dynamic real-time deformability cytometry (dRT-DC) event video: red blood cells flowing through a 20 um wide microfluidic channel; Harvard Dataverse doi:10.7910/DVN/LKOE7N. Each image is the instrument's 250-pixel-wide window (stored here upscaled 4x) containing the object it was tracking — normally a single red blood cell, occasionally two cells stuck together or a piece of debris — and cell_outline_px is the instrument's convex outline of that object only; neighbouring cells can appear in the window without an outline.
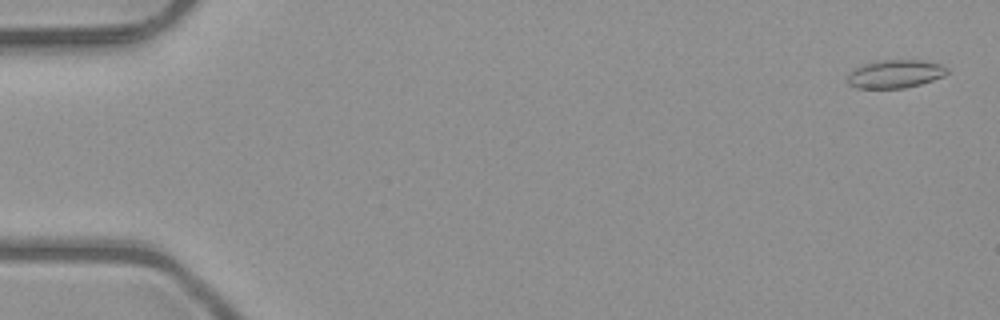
{"species": "common noctule bat (a hibernating species)", "species_latin": "Nyctalus noctula", "temperature_condition": "room temperature", "stored_images_in_passage": 52, "camera_frame_rate_fps": 3000, "um_per_image_px": 0.085, "animal": {"sex": "male", "body_mass_g": 23.1, "forearm_length_mm": 52.7}, "frame": {"image": 1, "passage_image": 2, "time_ms": 0.333, "image_size_px": [1000, 320], "cell_outline_px": [[948, 72], [944, 76], [920, 84], [904, 88], [856, 88], [848, 84], [848, 72], [872, 60], [924, 60], [940, 64], [948, 68]], "centroid_in_image_um": [76.08, 6.27], "position_along_channel_um": 8.9, "area_um2": 16.47}}
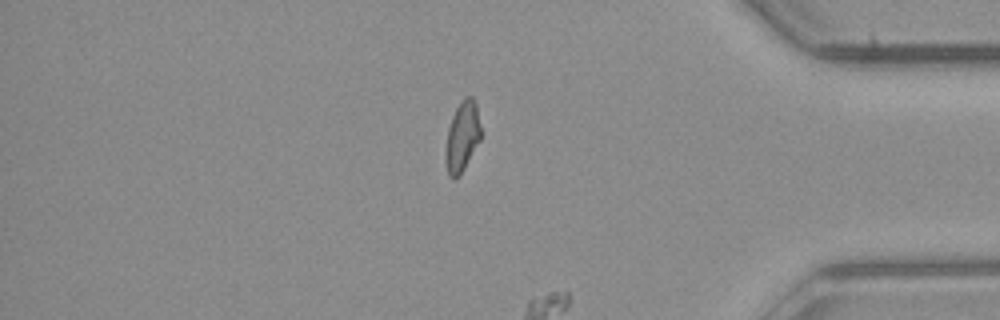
{"frame": {"image": 2, "passage_image": 44, "time_ms": 14.333, "image_size_px": [1000, 320], "cell_outline_px": [[480, 140], [460, 176], [456, 180], [452, 180], [448, 176], [444, 160], [444, 152], [448, 128], [452, 116], [460, 100], [464, 96], [472, 96], [476, 104], [480, 124]], "centroid_in_image_um": [39.25, 11.65], "position_along_channel_um": 395.9, "area_um2": 14.8}}
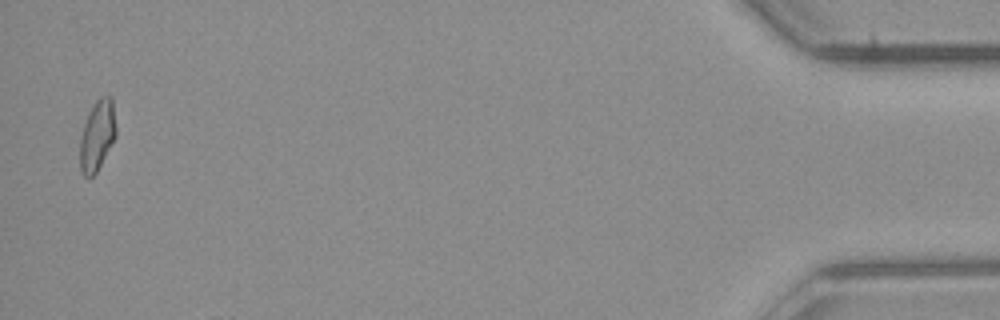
{"frame": {"image": 3, "passage_image": 51, "time_ms": 16.667, "image_size_px": [1000, 320], "cell_outline_px": [[116, 136], [96, 172], [88, 180], [80, 172], [80, 136], [84, 124], [96, 100], [100, 96], [112, 96], [116, 128]], "centroid_in_image_um": [8.26, 11.54], "position_along_channel_um": 426.9, "area_um2": 14.74}}